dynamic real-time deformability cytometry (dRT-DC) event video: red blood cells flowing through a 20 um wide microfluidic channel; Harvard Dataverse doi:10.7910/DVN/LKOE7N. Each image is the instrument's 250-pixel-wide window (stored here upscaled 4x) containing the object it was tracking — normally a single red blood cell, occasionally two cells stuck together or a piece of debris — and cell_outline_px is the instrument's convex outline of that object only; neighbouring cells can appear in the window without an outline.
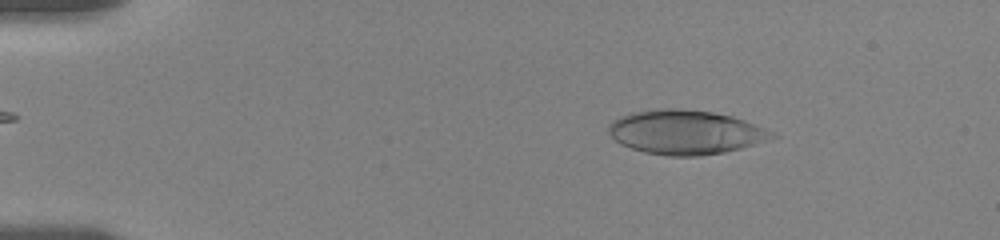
{"species": "human", "species_latin": "Homo sapiens", "temperature_condition": "room temperature", "stored_images_in_passage": 27, "camera_frame_rate_fps": 3000, "um_per_image_px": 0.085, "donor": {"sex": "female"}, "frame": {"image": 1, "passage_image": 7, "time_ms": 2.333, "image_size_px": [1000, 240], "cell_outline_px": [[780, 136], [740, 148], [724, 152], [700, 156], [668, 156], [644, 152], [620, 144], [608, 132], [608, 124], [612, 120], [632, 112], [668, 108], [712, 112], [732, 116], [756, 124], [776, 132]], "centroid_in_image_um": [58.29, 11.24], "position_along_channel_um": 26.7, "area_um2": 41.96}}
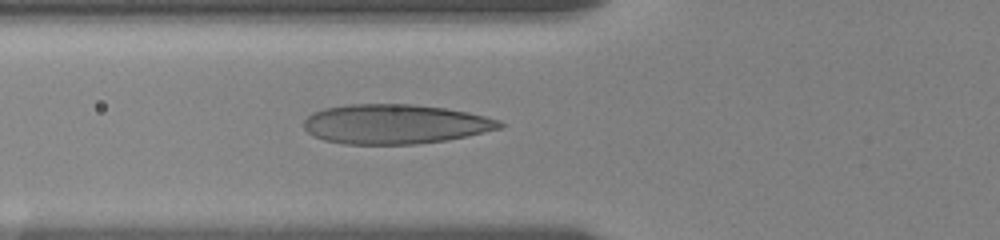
{"frame": {"image": 2, "passage_image": 17, "time_ms": 6.333, "image_size_px": [1000, 240], "cell_outline_px": [[504, 124], [500, 128], [468, 136], [448, 140], [416, 144], [344, 144], [324, 140], [312, 136], [304, 128], [304, 120], [312, 112], [324, 108], [348, 104], [408, 104], [444, 108], [468, 112], [500, 120]], "centroid_in_image_um": [33.55, 10.55], "position_along_channel_um": 92.2, "area_um2": 45.26}}
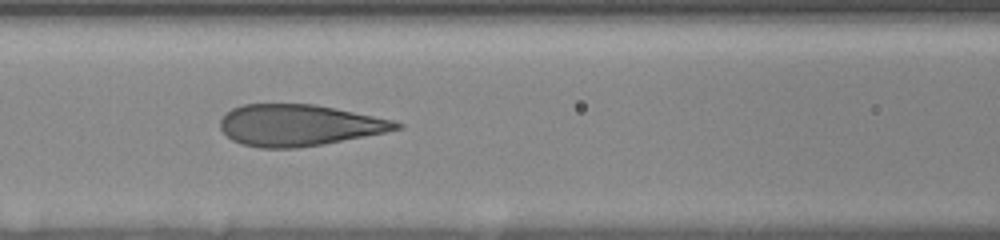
{"frame": {"image": 3, "passage_image": 22, "time_ms": 7.667, "image_size_px": [1000, 240], "cell_outline_px": [[404, 128], [388, 132], [324, 144], [296, 148], [260, 148], [240, 144], [232, 140], [220, 128], [220, 120], [232, 108], [244, 104], [316, 104], [396, 120], [404, 124]], "centroid_in_image_um": [25.47, 10.64], "position_along_channel_um": 141.1, "area_um2": 42.83}}